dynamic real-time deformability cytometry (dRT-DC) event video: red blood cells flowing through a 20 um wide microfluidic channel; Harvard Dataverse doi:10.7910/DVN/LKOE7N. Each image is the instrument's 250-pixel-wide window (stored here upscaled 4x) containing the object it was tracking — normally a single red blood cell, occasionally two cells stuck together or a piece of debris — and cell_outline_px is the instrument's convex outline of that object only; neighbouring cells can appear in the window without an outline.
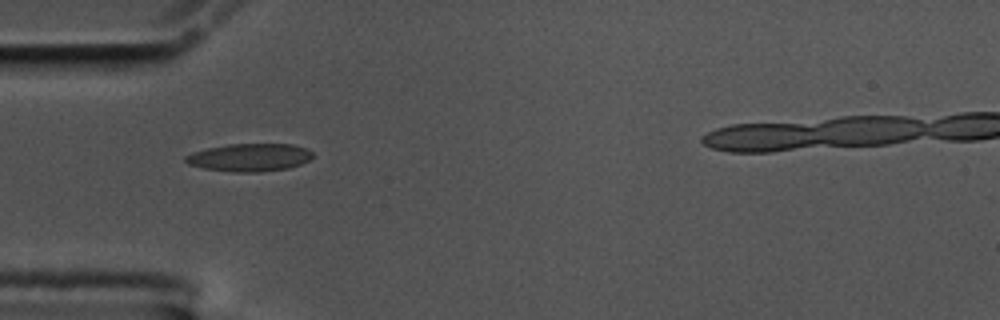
{"species": "common noctule bat (a hibernating species)", "species_latin": "Nyctalus noctula", "temperature_condition": "cold", "stored_images_in_passage": 37, "camera_frame_rate_fps": 3000, "um_per_image_px": 0.085, "animal": {"sex": "male", "body_mass_g": 17.5, "forearm_length_mm": 52.3}, "frame": {"image": 1, "passage_image": 1, "time_ms": 0.0, "image_size_px": [1000, 320], "cell_outline_px": [[312, 156], [308, 160], [300, 164], [288, 168], [260, 172], [232, 172], [204, 168], [188, 164], [184, 160], [184, 156], [192, 152], [208, 148], [228, 144], [292, 144], [304, 148], [312, 152]], "centroid_in_image_um": [21.17, 13.38], "position_along_channel_um": 63.8, "area_um2": 20.52}}
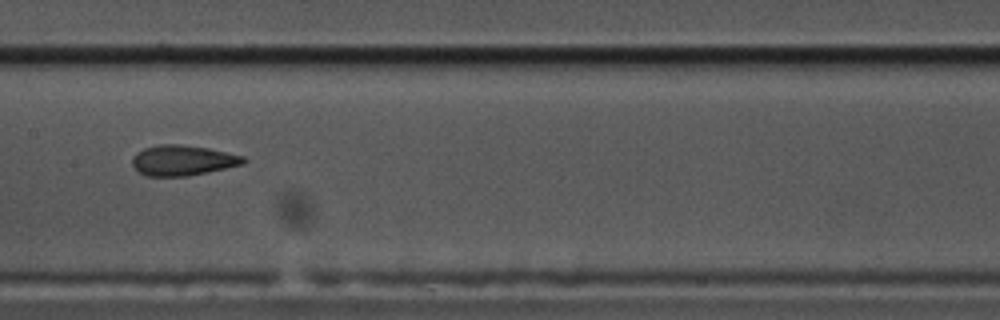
{"frame": {"image": 2, "passage_image": 12, "time_ms": 3.667, "image_size_px": [1000, 320], "cell_outline_px": [[248, 160], [244, 164], [188, 176], [144, 176], [136, 172], [132, 164], [132, 156], [136, 152], [144, 148], [160, 144], [180, 144], [208, 148], [244, 156]], "centroid_in_image_um": [15.49, 13.63], "position_along_channel_um": 191.9, "area_um2": 19.88}}
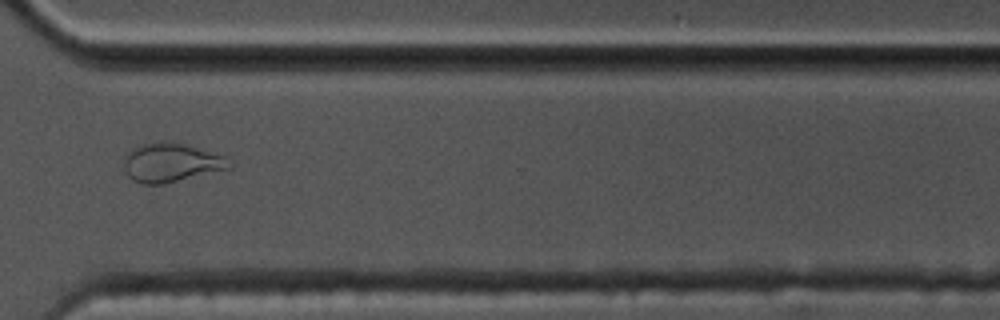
{"frame": {"image": 3, "passage_image": 26, "time_ms": 8.333, "image_size_px": [1000, 320], "cell_outline_px": [[232, 168], [160, 184], [140, 184], [132, 180], [128, 176], [124, 168], [124, 156], [136, 144], [160, 140], [184, 144], [228, 156], [232, 164]], "centroid_in_image_um": [14.53, 13.79], "position_along_channel_um": 356.1, "area_um2": 24.22}}